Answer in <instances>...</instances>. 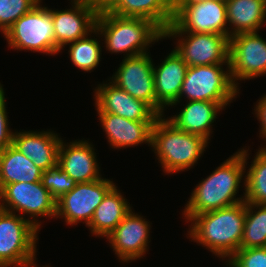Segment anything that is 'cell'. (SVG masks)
Segmentation results:
<instances>
[{
  "mask_svg": "<svg viewBox=\"0 0 266 267\" xmlns=\"http://www.w3.org/2000/svg\"><path fill=\"white\" fill-rule=\"evenodd\" d=\"M248 157V150H238L197 184L183 212L187 222L195 215L245 201V196L236 198L235 195L241 186Z\"/></svg>",
  "mask_w": 266,
  "mask_h": 267,
  "instance_id": "obj_1",
  "label": "cell"
},
{
  "mask_svg": "<svg viewBox=\"0 0 266 267\" xmlns=\"http://www.w3.org/2000/svg\"><path fill=\"white\" fill-rule=\"evenodd\" d=\"M246 218V202L195 215L188 235L220 258H231L239 249Z\"/></svg>",
  "mask_w": 266,
  "mask_h": 267,
  "instance_id": "obj_2",
  "label": "cell"
},
{
  "mask_svg": "<svg viewBox=\"0 0 266 267\" xmlns=\"http://www.w3.org/2000/svg\"><path fill=\"white\" fill-rule=\"evenodd\" d=\"M94 33L103 36L106 49L111 53L125 52V57L147 53V47L164 32L144 18L121 17L108 11L98 13Z\"/></svg>",
  "mask_w": 266,
  "mask_h": 267,
  "instance_id": "obj_3",
  "label": "cell"
},
{
  "mask_svg": "<svg viewBox=\"0 0 266 267\" xmlns=\"http://www.w3.org/2000/svg\"><path fill=\"white\" fill-rule=\"evenodd\" d=\"M208 143L202 136L176 128L163 116H159L153 124L151 147L165 173L173 174L192 168Z\"/></svg>",
  "mask_w": 266,
  "mask_h": 267,
  "instance_id": "obj_4",
  "label": "cell"
},
{
  "mask_svg": "<svg viewBox=\"0 0 266 267\" xmlns=\"http://www.w3.org/2000/svg\"><path fill=\"white\" fill-rule=\"evenodd\" d=\"M221 65H226L228 70H223ZM238 93L239 88L231 79L229 63L188 66L179 102L185 95L189 101H211L226 107Z\"/></svg>",
  "mask_w": 266,
  "mask_h": 267,
  "instance_id": "obj_5",
  "label": "cell"
},
{
  "mask_svg": "<svg viewBox=\"0 0 266 267\" xmlns=\"http://www.w3.org/2000/svg\"><path fill=\"white\" fill-rule=\"evenodd\" d=\"M40 3L13 23L4 36L12 49L55 55L52 9Z\"/></svg>",
  "mask_w": 266,
  "mask_h": 267,
  "instance_id": "obj_6",
  "label": "cell"
},
{
  "mask_svg": "<svg viewBox=\"0 0 266 267\" xmlns=\"http://www.w3.org/2000/svg\"><path fill=\"white\" fill-rule=\"evenodd\" d=\"M38 231L30 218L0 208V266L17 267L36 259Z\"/></svg>",
  "mask_w": 266,
  "mask_h": 267,
  "instance_id": "obj_7",
  "label": "cell"
},
{
  "mask_svg": "<svg viewBox=\"0 0 266 267\" xmlns=\"http://www.w3.org/2000/svg\"><path fill=\"white\" fill-rule=\"evenodd\" d=\"M226 13L225 0L173 4V22L165 31L213 33L230 37Z\"/></svg>",
  "mask_w": 266,
  "mask_h": 267,
  "instance_id": "obj_8",
  "label": "cell"
},
{
  "mask_svg": "<svg viewBox=\"0 0 266 267\" xmlns=\"http://www.w3.org/2000/svg\"><path fill=\"white\" fill-rule=\"evenodd\" d=\"M0 208L13 213L19 212L20 216L29 214L30 218H33L30 219V222L38 230H40L41 222L34 220L35 217L48 216L52 218L56 216V200L41 181L5 185L0 190Z\"/></svg>",
  "mask_w": 266,
  "mask_h": 267,
  "instance_id": "obj_9",
  "label": "cell"
},
{
  "mask_svg": "<svg viewBox=\"0 0 266 267\" xmlns=\"http://www.w3.org/2000/svg\"><path fill=\"white\" fill-rule=\"evenodd\" d=\"M167 37L180 38L174 48L188 66L229 63V36L213 33L164 31V39Z\"/></svg>",
  "mask_w": 266,
  "mask_h": 267,
  "instance_id": "obj_10",
  "label": "cell"
},
{
  "mask_svg": "<svg viewBox=\"0 0 266 267\" xmlns=\"http://www.w3.org/2000/svg\"><path fill=\"white\" fill-rule=\"evenodd\" d=\"M153 61L148 53L124 57L117 72L110 78L112 83L135 99L147 103L159 116L164 108L155 96Z\"/></svg>",
  "mask_w": 266,
  "mask_h": 267,
  "instance_id": "obj_11",
  "label": "cell"
},
{
  "mask_svg": "<svg viewBox=\"0 0 266 267\" xmlns=\"http://www.w3.org/2000/svg\"><path fill=\"white\" fill-rule=\"evenodd\" d=\"M116 184L109 179L77 183L76 186L56 201V218L65 219L73 225L85 221L86 227L93 218L95 209Z\"/></svg>",
  "mask_w": 266,
  "mask_h": 267,
  "instance_id": "obj_12",
  "label": "cell"
},
{
  "mask_svg": "<svg viewBox=\"0 0 266 267\" xmlns=\"http://www.w3.org/2000/svg\"><path fill=\"white\" fill-rule=\"evenodd\" d=\"M229 64L231 79L250 80L266 75V41L257 32L230 37Z\"/></svg>",
  "mask_w": 266,
  "mask_h": 267,
  "instance_id": "obj_13",
  "label": "cell"
},
{
  "mask_svg": "<svg viewBox=\"0 0 266 267\" xmlns=\"http://www.w3.org/2000/svg\"><path fill=\"white\" fill-rule=\"evenodd\" d=\"M71 2L73 8L52 10L55 54L68 43L85 37L95 28L98 13L91 1L71 0Z\"/></svg>",
  "mask_w": 266,
  "mask_h": 267,
  "instance_id": "obj_14",
  "label": "cell"
},
{
  "mask_svg": "<svg viewBox=\"0 0 266 267\" xmlns=\"http://www.w3.org/2000/svg\"><path fill=\"white\" fill-rule=\"evenodd\" d=\"M149 233V222L131 209L106 238L119 260L127 263L146 254Z\"/></svg>",
  "mask_w": 266,
  "mask_h": 267,
  "instance_id": "obj_15",
  "label": "cell"
},
{
  "mask_svg": "<svg viewBox=\"0 0 266 267\" xmlns=\"http://www.w3.org/2000/svg\"><path fill=\"white\" fill-rule=\"evenodd\" d=\"M98 113H112L132 121H156L159 115L144 101L135 99L111 81L95 88Z\"/></svg>",
  "mask_w": 266,
  "mask_h": 267,
  "instance_id": "obj_16",
  "label": "cell"
},
{
  "mask_svg": "<svg viewBox=\"0 0 266 267\" xmlns=\"http://www.w3.org/2000/svg\"><path fill=\"white\" fill-rule=\"evenodd\" d=\"M93 145L86 140L69 144L61 140L57 163L76 183L96 181L101 177Z\"/></svg>",
  "mask_w": 266,
  "mask_h": 267,
  "instance_id": "obj_17",
  "label": "cell"
},
{
  "mask_svg": "<svg viewBox=\"0 0 266 267\" xmlns=\"http://www.w3.org/2000/svg\"><path fill=\"white\" fill-rule=\"evenodd\" d=\"M61 140L58 134L51 131H23L14 132L12 145L30 158L36 167L46 171L58 161Z\"/></svg>",
  "mask_w": 266,
  "mask_h": 267,
  "instance_id": "obj_18",
  "label": "cell"
},
{
  "mask_svg": "<svg viewBox=\"0 0 266 267\" xmlns=\"http://www.w3.org/2000/svg\"><path fill=\"white\" fill-rule=\"evenodd\" d=\"M102 129L112 148H126L147 143L151 146L155 121H132L112 113H98Z\"/></svg>",
  "mask_w": 266,
  "mask_h": 267,
  "instance_id": "obj_19",
  "label": "cell"
},
{
  "mask_svg": "<svg viewBox=\"0 0 266 267\" xmlns=\"http://www.w3.org/2000/svg\"><path fill=\"white\" fill-rule=\"evenodd\" d=\"M188 65L182 57L172 50L158 67H153L155 96L157 102L165 108L179 103L181 86Z\"/></svg>",
  "mask_w": 266,
  "mask_h": 267,
  "instance_id": "obj_20",
  "label": "cell"
},
{
  "mask_svg": "<svg viewBox=\"0 0 266 267\" xmlns=\"http://www.w3.org/2000/svg\"><path fill=\"white\" fill-rule=\"evenodd\" d=\"M181 111L167 120L183 132L202 136L207 141L210 139L212 123L217 114L224 107L211 101H188Z\"/></svg>",
  "mask_w": 266,
  "mask_h": 267,
  "instance_id": "obj_21",
  "label": "cell"
},
{
  "mask_svg": "<svg viewBox=\"0 0 266 267\" xmlns=\"http://www.w3.org/2000/svg\"><path fill=\"white\" fill-rule=\"evenodd\" d=\"M108 12L150 20L163 32L173 22V3L170 0H119Z\"/></svg>",
  "mask_w": 266,
  "mask_h": 267,
  "instance_id": "obj_22",
  "label": "cell"
},
{
  "mask_svg": "<svg viewBox=\"0 0 266 267\" xmlns=\"http://www.w3.org/2000/svg\"><path fill=\"white\" fill-rule=\"evenodd\" d=\"M127 199L114 186L95 209L89 229L93 235L107 237L131 211Z\"/></svg>",
  "mask_w": 266,
  "mask_h": 267,
  "instance_id": "obj_23",
  "label": "cell"
},
{
  "mask_svg": "<svg viewBox=\"0 0 266 267\" xmlns=\"http://www.w3.org/2000/svg\"><path fill=\"white\" fill-rule=\"evenodd\" d=\"M230 37L239 33L258 32L265 23L266 0H225Z\"/></svg>",
  "mask_w": 266,
  "mask_h": 267,
  "instance_id": "obj_24",
  "label": "cell"
},
{
  "mask_svg": "<svg viewBox=\"0 0 266 267\" xmlns=\"http://www.w3.org/2000/svg\"><path fill=\"white\" fill-rule=\"evenodd\" d=\"M42 172L13 145L0 151V190L11 183L41 181Z\"/></svg>",
  "mask_w": 266,
  "mask_h": 267,
  "instance_id": "obj_25",
  "label": "cell"
},
{
  "mask_svg": "<svg viewBox=\"0 0 266 267\" xmlns=\"http://www.w3.org/2000/svg\"><path fill=\"white\" fill-rule=\"evenodd\" d=\"M257 247H266V204L246 202V218L240 248Z\"/></svg>",
  "mask_w": 266,
  "mask_h": 267,
  "instance_id": "obj_26",
  "label": "cell"
},
{
  "mask_svg": "<svg viewBox=\"0 0 266 267\" xmlns=\"http://www.w3.org/2000/svg\"><path fill=\"white\" fill-rule=\"evenodd\" d=\"M245 176V202L266 204V152L258 150Z\"/></svg>",
  "mask_w": 266,
  "mask_h": 267,
  "instance_id": "obj_27",
  "label": "cell"
},
{
  "mask_svg": "<svg viewBox=\"0 0 266 267\" xmlns=\"http://www.w3.org/2000/svg\"><path fill=\"white\" fill-rule=\"evenodd\" d=\"M91 33L94 34V29L85 37L67 44L70 45L68 52L72 63L85 72L95 69L101 59V44L97 38L88 37Z\"/></svg>",
  "mask_w": 266,
  "mask_h": 267,
  "instance_id": "obj_28",
  "label": "cell"
},
{
  "mask_svg": "<svg viewBox=\"0 0 266 267\" xmlns=\"http://www.w3.org/2000/svg\"><path fill=\"white\" fill-rule=\"evenodd\" d=\"M41 183L56 201L77 184L58 163L42 172Z\"/></svg>",
  "mask_w": 266,
  "mask_h": 267,
  "instance_id": "obj_29",
  "label": "cell"
},
{
  "mask_svg": "<svg viewBox=\"0 0 266 267\" xmlns=\"http://www.w3.org/2000/svg\"><path fill=\"white\" fill-rule=\"evenodd\" d=\"M41 0H0V30L2 34L21 16L30 11Z\"/></svg>",
  "mask_w": 266,
  "mask_h": 267,
  "instance_id": "obj_30",
  "label": "cell"
},
{
  "mask_svg": "<svg viewBox=\"0 0 266 267\" xmlns=\"http://www.w3.org/2000/svg\"><path fill=\"white\" fill-rule=\"evenodd\" d=\"M226 262L229 267H266V247L240 248Z\"/></svg>",
  "mask_w": 266,
  "mask_h": 267,
  "instance_id": "obj_31",
  "label": "cell"
},
{
  "mask_svg": "<svg viewBox=\"0 0 266 267\" xmlns=\"http://www.w3.org/2000/svg\"><path fill=\"white\" fill-rule=\"evenodd\" d=\"M5 92L0 83V151L12 145L13 132L9 128L8 117L6 112Z\"/></svg>",
  "mask_w": 266,
  "mask_h": 267,
  "instance_id": "obj_32",
  "label": "cell"
},
{
  "mask_svg": "<svg viewBox=\"0 0 266 267\" xmlns=\"http://www.w3.org/2000/svg\"><path fill=\"white\" fill-rule=\"evenodd\" d=\"M255 114L260 121V136L266 139V95L262 97L255 107Z\"/></svg>",
  "mask_w": 266,
  "mask_h": 267,
  "instance_id": "obj_33",
  "label": "cell"
},
{
  "mask_svg": "<svg viewBox=\"0 0 266 267\" xmlns=\"http://www.w3.org/2000/svg\"><path fill=\"white\" fill-rule=\"evenodd\" d=\"M97 13L109 11L119 0H90Z\"/></svg>",
  "mask_w": 266,
  "mask_h": 267,
  "instance_id": "obj_34",
  "label": "cell"
},
{
  "mask_svg": "<svg viewBox=\"0 0 266 267\" xmlns=\"http://www.w3.org/2000/svg\"><path fill=\"white\" fill-rule=\"evenodd\" d=\"M35 263V259L29 261V262H26V263H22L21 265L17 266V267H37L36 266V263ZM44 267V266H43ZM46 267V266H45ZM48 267V266H47Z\"/></svg>",
  "mask_w": 266,
  "mask_h": 267,
  "instance_id": "obj_35",
  "label": "cell"
},
{
  "mask_svg": "<svg viewBox=\"0 0 266 267\" xmlns=\"http://www.w3.org/2000/svg\"><path fill=\"white\" fill-rule=\"evenodd\" d=\"M204 0H174L173 4H185L190 2H201Z\"/></svg>",
  "mask_w": 266,
  "mask_h": 267,
  "instance_id": "obj_36",
  "label": "cell"
}]
</instances>
